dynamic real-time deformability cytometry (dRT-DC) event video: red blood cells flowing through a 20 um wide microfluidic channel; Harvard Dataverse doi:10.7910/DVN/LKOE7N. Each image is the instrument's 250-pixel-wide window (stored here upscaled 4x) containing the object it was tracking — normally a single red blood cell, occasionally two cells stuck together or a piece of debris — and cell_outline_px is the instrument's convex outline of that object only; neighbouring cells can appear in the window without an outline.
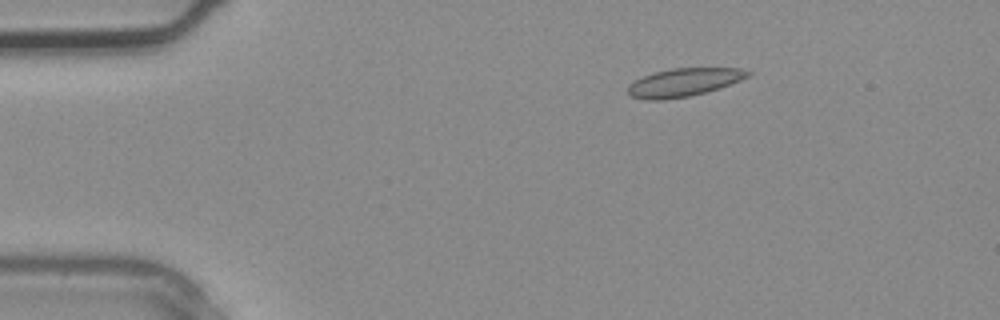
{"species": "common noctule bat (a hibernating species)", "species_latin": "Nyctalus noctula", "temperature_condition": "warm", "stored_images_in_passage": 3, "camera_frame_rate_fps": 3000, "um_per_image_px": 0.085, "animal": {"sex": "male", "body_mass_g": 20.4}, "frame": {"image": 1, "passage_image": 3, "time_ms": 0.667, "image_size_px": [1000, 320], "cell_outline_px": [[752, 72], [748, 76], [740, 80], [720, 88], [688, 96], [660, 100], [644, 100], [628, 96], [628, 84], [644, 76], [656, 72], [672, 68], [740, 68]], "centroid_in_image_um": [58.09, 7.0], "position_along_channel_um": 26.9, "area_um2": 19.54}}